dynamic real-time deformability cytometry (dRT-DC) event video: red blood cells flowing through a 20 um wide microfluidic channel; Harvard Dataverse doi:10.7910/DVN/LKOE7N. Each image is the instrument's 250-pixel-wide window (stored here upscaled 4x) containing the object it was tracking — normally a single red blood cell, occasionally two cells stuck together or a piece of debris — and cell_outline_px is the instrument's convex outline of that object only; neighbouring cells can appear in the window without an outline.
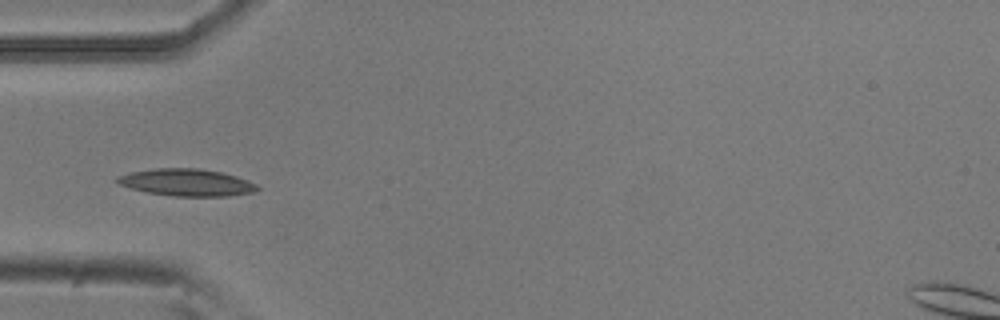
{"species": "common noctule bat (a hibernating species)", "species_latin": "Nyctalus noctula", "temperature_condition": "room temperature", "stored_images_in_passage": 27, "camera_frame_rate_fps": 3000, "um_per_image_px": 0.085, "animal": {"sex": "male", "body_mass_g": 20.5, "forearm_length_mm": 52.5}, "frame": {"image": 1, "passage_image": 2, "time_ms": 0.333, "image_size_px": [1000, 320], "cell_outline_px": [[260, 188], [252, 192], [228, 196], [172, 196], [148, 192], [132, 188], [120, 184], [116, 180], [116, 176], [132, 172], [152, 168], [200, 168], [220, 172], [236, 176], [248, 180], [256, 184]], "centroid_in_image_um": [15.87, 15.5], "position_along_channel_um": 69.1, "area_um2": 21.96}}
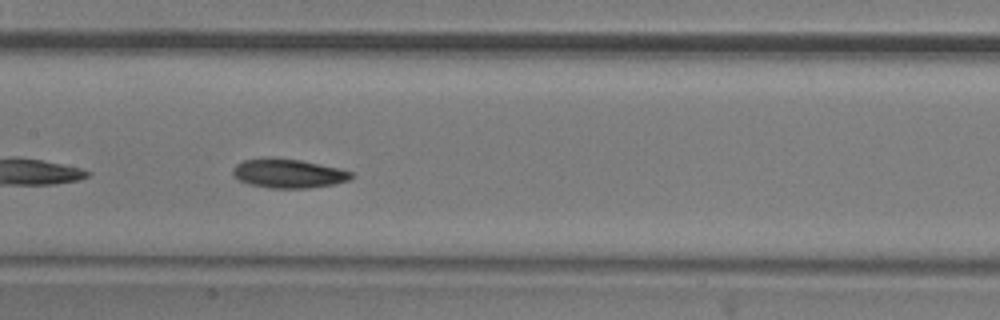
{"frame": {"image": 2, "passage_image": 11, "time_ms": 3.333, "image_size_px": [1000, 320], "cell_outline_px": [[352, 176], [348, 180], [332, 184], [308, 188], [268, 188], [248, 184], [240, 180], [232, 172], [232, 168], [236, 164], [244, 160], [264, 156], [272, 156], [300, 160], [340, 168], [352, 172]], "centroid_in_image_um": [24.46, 14.72], "position_along_channel_um": 182.9, "area_um2": 20.23}}
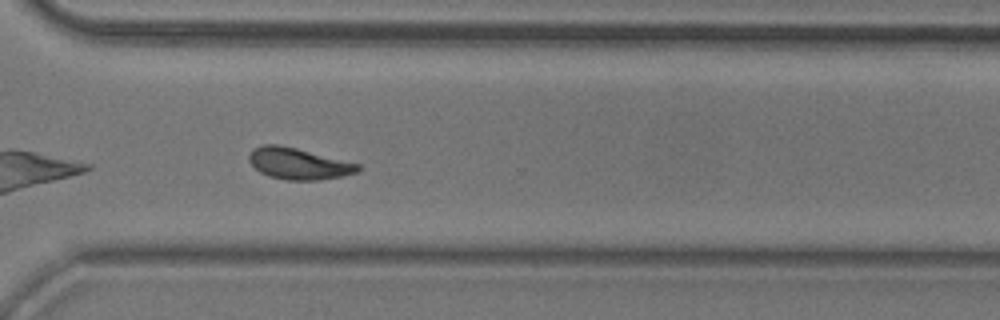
{"frame": {"image": 3, "passage_image": 24, "time_ms": 7.667, "image_size_px": [1000, 320], "cell_outline_px": [[360, 168], [356, 172], [344, 176], [320, 180], [288, 180], [268, 176], [260, 172], [248, 160], [248, 156], [252, 148], [264, 144], [280, 144], [360, 164]], "centroid_in_image_um": [25.35, 13.9], "position_along_channel_um": 345.3, "area_um2": 19.94}, "authors_computed_cell_mechanics": {"area_um2": 19.941, "velocity_mm_per_s": 3.7612, "shape_relaxation_time_tau1_ms": 3.777, "shape_relaxation_time_tau2_ms": 4.0008, "deformation_change_tau1": 0.1316, "deformation_change_tau2": 0.0944}}